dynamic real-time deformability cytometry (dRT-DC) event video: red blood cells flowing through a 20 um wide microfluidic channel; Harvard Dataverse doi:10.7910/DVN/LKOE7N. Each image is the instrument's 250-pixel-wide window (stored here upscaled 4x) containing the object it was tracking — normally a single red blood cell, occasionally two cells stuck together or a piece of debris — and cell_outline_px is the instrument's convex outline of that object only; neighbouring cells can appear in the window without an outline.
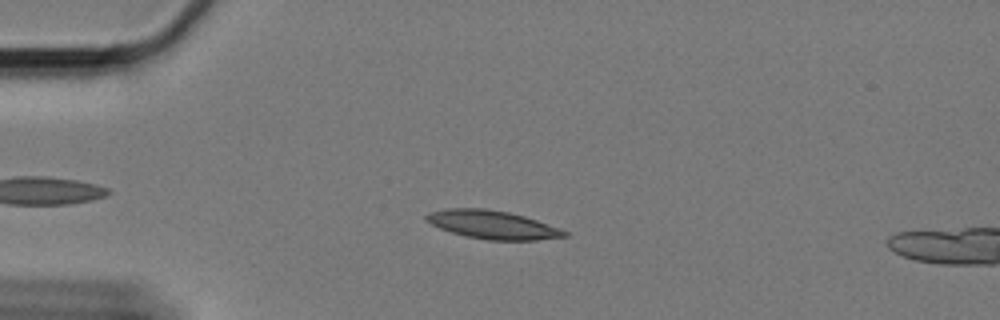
{"species": "Egyptian fruit bat (a non-hibernating species)", "species_latin": "Rousettus aegyptiacus", "temperature_condition": "cold", "stored_images_in_passage": 49, "camera_frame_rate_fps": 3000, "um_per_image_px": 0.085, "animal": {"sex": "female"}, "frame": {"image": 1, "passage_image": 9, "time_ms": 2.667, "image_size_px": [1000, 320], "cell_outline_px": [[568, 236], [536, 240], [488, 240], [464, 236], [440, 228], [424, 220], [424, 216], [428, 212], [448, 208], [484, 208], [508, 212], [524, 216], [560, 228], [568, 232]], "centroid_in_image_um": [41.84, 19.1], "position_along_channel_um": 43.2, "area_um2": 22.83}}
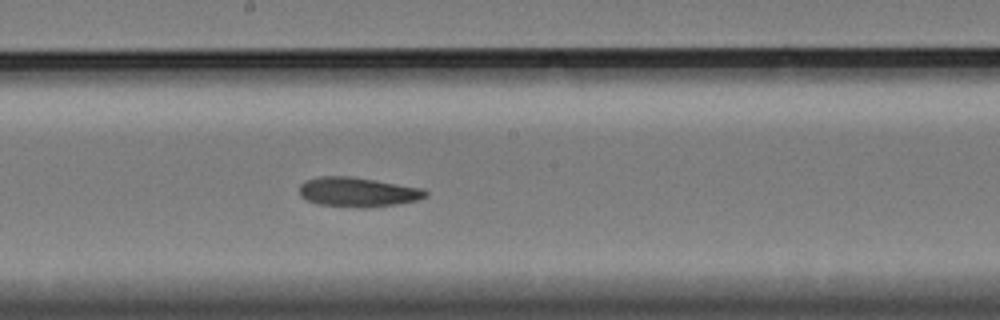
{"frame": {"image": 2, "passage_image": 27, "time_ms": 8.667, "image_size_px": [1000, 320], "cell_outline_px": [[428, 196], [416, 200], [396, 204], [368, 208], [356, 208], [316, 204], [300, 196], [300, 184], [304, 180], [320, 176], [348, 176], [424, 188], [428, 192]], "centroid_in_image_um": [30.4, 16.33], "position_along_channel_um": 217.8, "area_um2": 21.85}}
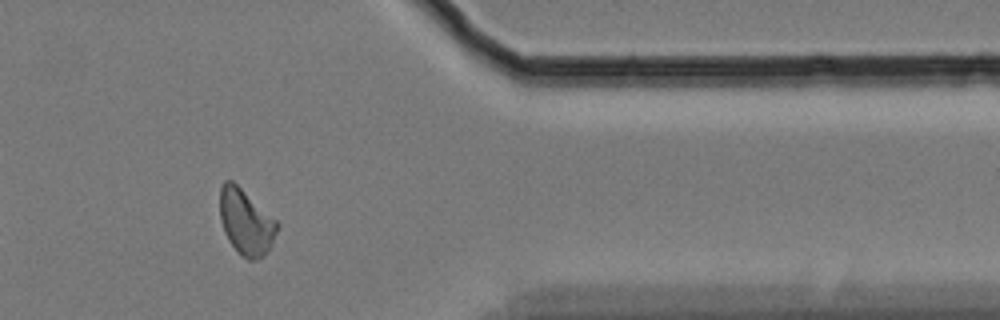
{"frame": {"image": 3, "passage_image": 44, "time_ms": 14.333, "image_size_px": [1000, 320], "cell_outline_px": [[280, 224], [272, 244], [264, 256], [256, 260], [248, 260], [236, 252], [228, 240], [224, 232], [220, 216], [220, 188], [224, 180], [232, 180], [276, 220]], "centroid_in_image_um": [20.9, 18.9], "position_along_channel_um": 390.5, "area_um2": 21.91}, "authors_computed_cell_mechanics": {"area_um2": 21.7328, "velocity_mm_per_s": 3.3362, "shape_relaxation_time_tau1_ms": 8.8726, "shape_relaxation_time_tau2_ms": null, "deformation_change_tau1": 0.1788, "deformation_change_tau2": null}}